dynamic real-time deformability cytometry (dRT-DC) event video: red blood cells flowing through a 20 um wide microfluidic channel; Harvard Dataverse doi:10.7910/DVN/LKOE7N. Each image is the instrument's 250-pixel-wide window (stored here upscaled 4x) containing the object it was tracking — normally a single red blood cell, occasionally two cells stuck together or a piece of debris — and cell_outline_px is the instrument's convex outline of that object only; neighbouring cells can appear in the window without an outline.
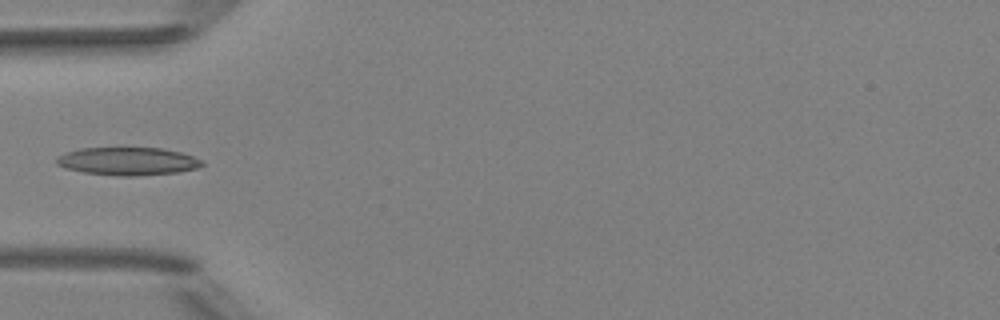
{"species": "Egyptian fruit bat (a non-hibernating species)", "species_latin": "Rousettus aegyptiacus", "temperature_condition": "room temperature", "stored_images_in_passage": 6, "camera_frame_rate_fps": 3000, "um_per_image_px": 0.085, "animal": {"sex": "female"}, "frame": {"image": 1, "passage_image": 4, "time_ms": 4.667, "image_size_px": [1000, 320], "cell_outline_px": [[204, 164], [196, 168], [176, 172], [132, 176], [116, 176], [84, 172], [64, 168], [56, 164], [56, 156], [64, 152], [80, 148], [164, 148], [180, 152], [192, 156], [200, 160]], "centroid_in_image_um": [10.79, 13.7], "position_along_channel_um": 74.2, "area_um2": 23.64}}
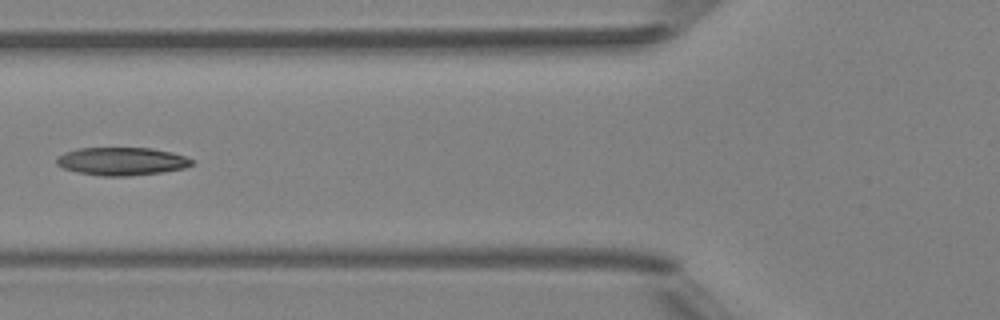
{"frame": {"image": 2, "passage_image": 5, "time_ms": 5.667, "image_size_px": [1000, 320], "cell_outline_px": [[196, 164], [184, 168], [160, 172], [128, 176], [100, 176], [76, 172], [64, 168], [56, 164], [56, 156], [64, 152], [76, 148], [152, 148], [172, 152], [184, 156], [192, 160]], "centroid_in_image_um": [10.32, 13.71], "position_along_channel_um": 115.5, "area_um2": 22.2}}
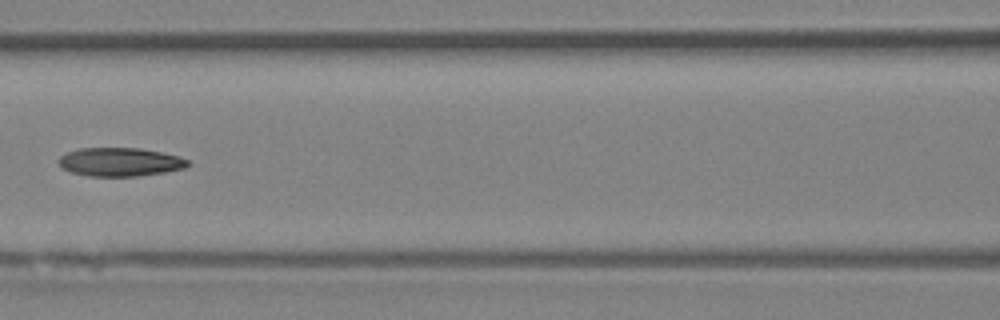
{"frame": {"image": 3, "passage_image": 6, "time_ms": 6.667, "image_size_px": [1000, 320], "cell_outline_px": [[188, 164], [184, 168], [164, 172], [136, 176], [88, 176], [72, 172], [60, 168], [56, 160], [60, 156], [68, 152], [80, 148], [140, 148], [160, 152], [176, 156], [188, 160]], "centroid_in_image_um": [10.12, 13.77], "position_along_channel_um": 156.5, "area_um2": 21.39}}